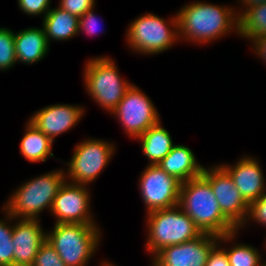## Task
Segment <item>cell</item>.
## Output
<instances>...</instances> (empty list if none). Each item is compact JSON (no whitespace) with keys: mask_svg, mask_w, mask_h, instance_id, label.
<instances>
[{"mask_svg":"<svg viewBox=\"0 0 266 266\" xmlns=\"http://www.w3.org/2000/svg\"><path fill=\"white\" fill-rule=\"evenodd\" d=\"M43 228L41 220L13 217L14 266H32L38 250L47 239V230Z\"/></svg>","mask_w":266,"mask_h":266,"instance_id":"2e32d148","label":"cell"},{"mask_svg":"<svg viewBox=\"0 0 266 266\" xmlns=\"http://www.w3.org/2000/svg\"><path fill=\"white\" fill-rule=\"evenodd\" d=\"M115 146L114 142L93 137L77 143L69 162H64L66 181L90 186L113 159Z\"/></svg>","mask_w":266,"mask_h":266,"instance_id":"ba28073f","label":"cell"},{"mask_svg":"<svg viewBox=\"0 0 266 266\" xmlns=\"http://www.w3.org/2000/svg\"><path fill=\"white\" fill-rule=\"evenodd\" d=\"M17 64L33 65L42 61L49 52L45 30L41 27H30L15 32L14 37Z\"/></svg>","mask_w":266,"mask_h":266,"instance_id":"e0dca14e","label":"cell"},{"mask_svg":"<svg viewBox=\"0 0 266 266\" xmlns=\"http://www.w3.org/2000/svg\"><path fill=\"white\" fill-rule=\"evenodd\" d=\"M110 115L118 120L125 134L133 140L161 121L152 99L134 83Z\"/></svg>","mask_w":266,"mask_h":266,"instance_id":"9c48e42d","label":"cell"},{"mask_svg":"<svg viewBox=\"0 0 266 266\" xmlns=\"http://www.w3.org/2000/svg\"><path fill=\"white\" fill-rule=\"evenodd\" d=\"M158 166L182 183L201 176L205 167L197 161L193 150L183 144H175Z\"/></svg>","mask_w":266,"mask_h":266,"instance_id":"ac0fdd59","label":"cell"},{"mask_svg":"<svg viewBox=\"0 0 266 266\" xmlns=\"http://www.w3.org/2000/svg\"><path fill=\"white\" fill-rule=\"evenodd\" d=\"M251 221L253 224L257 223L259 226L266 227V193L249 204L246 220L239 230L249 227L246 225H250L249 222L251 223Z\"/></svg>","mask_w":266,"mask_h":266,"instance_id":"484cf974","label":"cell"},{"mask_svg":"<svg viewBox=\"0 0 266 266\" xmlns=\"http://www.w3.org/2000/svg\"><path fill=\"white\" fill-rule=\"evenodd\" d=\"M147 238L145 250L152 258L169 245H177L199 237L202 232L194 221L177 205L146 214Z\"/></svg>","mask_w":266,"mask_h":266,"instance_id":"52a82bcc","label":"cell"},{"mask_svg":"<svg viewBox=\"0 0 266 266\" xmlns=\"http://www.w3.org/2000/svg\"><path fill=\"white\" fill-rule=\"evenodd\" d=\"M265 239H266V238H265ZM264 245H265V248H264V249L266 250V240L264 241Z\"/></svg>","mask_w":266,"mask_h":266,"instance_id":"e575fe53","label":"cell"},{"mask_svg":"<svg viewBox=\"0 0 266 266\" xmlns=\"http://www.w3.org/2000/svg\"><path fill=\"white\" fill-rule=\"evenodd\" d=\"M84 64L82 76L86 93L102 110L111 114L133 83L122 78L111 56H94Z\"/></svg>","mask_w":266,"mask_h":266,"instance_id":"5b68a950","label":"cell"},{"mask_svg":"<svg viewBox=\"0 0 266 266\" xmlns=\"http://www.w3.org/2000/svg\"><path fill=\"white\" fill-rule=\"evenodd\" d=\"M178 206L202 233L222 236L237 230L221 212L210 183L202 175L182 183Z\"/></svg>","mask_w":266,"mask_h":266,"instance_id":"7a4b0ae2","label":"cell"},{"mask_svg":"<svg viewBox=\"0 0 266 266\" xmlns=\"http://www.w3.org/2000/svg\"><path fill=\"white\" fill-rule=\"evenodd\" d=\"M32 266H66L62 259L59 257L55 248L45 241L34 259Z\"/></svg>","mask_w":266,"mask_h":266,"instance_id":"4316f807","label":"cell"},{"mask_svg":"<svg viewBox=\"0 0 266 266\" xmlns=\"http://www.w3.org/2000/svg\"><path fill=\"white\" fill-rule=\"evenodd\" d=\"M126 29L127 47L137 55H159L180 42L176 13L164 19L147 12L131 21Z\"/></svg>","mask_w":266,"mask_h":266,"instance_id":"8992f818","label":"cell"},{"mask_svg":"<svg viewBox=\"0 0 266 266\" xmlns=\"http://www.w3.org/2000/svg\"><path fill=\"white\" fill-rule=\"evenodd\" d=\"M64 11L80 18L88 10L96 7L95 0H59L58 5Z\"/></svg>","mask_w":266,"mask_h":266,"instance_id":"f546056e","label":"cell"},{"mask_svg":"<svg viewBox=\"0 0 266 266\" xmlns=\"http://www.w3.org/2000/svg\"><path fill=\"white\" fill-rule=\"evenodd\" d=\"M65 181L63 167L31 177L13 190L2 209L15 218L39 220L43 210L51 211L54 198Z\"/></svg>","mask_w":266,"mask_h":266,"instance_id":"3957f363","label":"cell"},{"mask_svg":"<svg viewBox=\"0 0 266 266\" xmlns=\"http://www.w3.org/2000/svg\"><path fill=\"white\" fill-rule=\"evenodd\" d=\"M219 236L202 233L199 237L177 245H169L158 251L150 266H205Z\"/></svg>","mask_w":266,"mask_h":266,"instance_id":"4fadbf2b","label":"cell"},{"mask_svg":"<svg viewBox=\"0 0 266 266\" xmlns=\"http://www.w3.org/2000/svg\"><path fill=\"white\" fill-rule=\"evenodd\" d=\"M24 128V135L19 146L20 154L24 159L29 163H38L46 162L48 158H55L52 153L54 142L48 136L28 119Z\"/></svg>","mask_w":266,"mask_h":266,"instance_id":"ffe728a7","label":"cell"},{"mask_svg":"<svg viewBox=\"0 0 266 266\" xmlns=\"http://www.w3.org/2000/svg\"><path fill=\"white\" fill-rule=\"evenodd\" d=\"M205 266H230L226 252L219 244L210 252Z\"/></svg>","mask_w":266,"mask_h":266,"instance_id":"4dcf8cb0","label":"cell"},{"mask_svg":"<svg viewBox=\"0 0 266 266\" xmlns=\"http://www.w3.org/2000/svg\"><path fill=\"white\" fill-rule=\"evenodd\" d=\"M98 224L54 223L47 231V241L55 248L66 266H87L101 243Z\"/></svg>","mask_w":266,"mask_h":266,"instance_id":"277c9868","label":"cell"},{"mask_svg":"<svg viewBox=\"0 0 266 266\" xmlns=\"http://www.w3.org/2000/svg\"><path fill=\"white\" fill-rule=\"evenodd\" d=\"M48 44L53 41H68L78 36L79 18L58 6L49 10L42 19Z\"/></svg>","mask_w":266,"mask_h":266,"instance_id":"d6986e66","label":"cell"},{"mask_svg":"<svg viewBox=\"0 0 266 266\" xmlns=\"http://www.w3.org/2000/svg\"><path fill=\"white\" fill-rule=\"evenodd\" d=\"M51 0H17L19 9L28 16H41L42 19L51 9Z\"/></svg>","mask_w":266,"mask_h":266,"instance_id":"83f0119b","label":"cell"},{"mask_svg":"<svg viewBox=\"0 0 266 266\" xmlns=\"http://www.w3.org/2000/svg\"><path fill=\"white\" fill-rule=\"evenodd\" d=\"M138 188L146 213L172 208L179 203L182 182L158 165H146L139 175Z\"/></svg>","mask_w":266,"mask_h":266,"instance_id":"30bf717a","label":"cell"},{"mask_svg":"<svg viewBox=\"0 0 266 266\" xmlns=\"http://www.w3.org/2000/svg\"><path fill=\"white\" fill-rule=\"evenodd\" d=\"M262 266H266V260H264V257H263Z\"/></svg>","mask_w":266,"mask_h":266,"instance_id":"836d02e7","label":"cell"},{"mask_svg":"<svg viewBox=\"0 0 266 266\" xmlns=\"http://www.w3.org/2000/svg\"><path fill=\"white\" fill-rule=\"evenodd\" d=\"M180 42L205 45L226 35H239V15L233 5L195 0L177 11Z\"/></svg>","mask_w":266,"mask_h":266,"instance_id":"6da1fadb","label":"cell"},{"mask_svg":"<svg viewBox=\"0 0 266 266\" xmlns=\"http://www.w3.org/2000/svg\"><path fill=\"white\" fill-rule=\"evenodd\" d=\"M170 134L160 121L136 139L141 143V149L148 159V165H158L169 154L175 145Z\"/></svg>","mask_w":266,"mask_h":266,"instance_id":"44dd1931","label":"cell"},{"mask_svg":"<svg viewBox=\"0 0 266 266\" xmlns=\"http://www.w3.org/2000/svg\"><path fill=\"white\" fill-rule=\"evenodd\" d=\"M3 218H0V265L1 266H14V255L12 245L13 235V217L5 210Z\"/></svg>","mask_w":266,"mask_h":266,"instance_id":"cb8c5ba5","label":"cell"},{"mask_svg":"<svg viewBox=\"0 0 266 266\" xmlns=\"http://www.w3.org/2000/svg\"><path fill=\"white\" fill-rule=\"evenodd\" d=\"M263 35H266V3L250 6L239 16V38L251 43Z\"/></svg>","mask_w":266,"mask_h":266,"instance_id":"603a6c76","label":"cell"},{"mask_svg":"<svg viewBox=\"0 0 266 266\" xmlns=\"http://www.w3.org/2000/svg\"><path fill=\"white\" fill-rule=\"evenodd\" d=\"M84 109L79 104H51L35 111L28 120L54 142L79 124L86 113Z\"/></svg>","mask_w":266,"mask_h":266,"instance_id":"5bb4252c","label":"cell"},{"mask_svg":"<svg viewBox=\"0 0 266 266\" xmlns=\"http://www.w3.org/2000/svg\"><path fill=\"white\" fill-rule=\"evenodd\" d=\"M237 1H238L237 3L240 6L239 5L238 6L235 5V7H236V12H237V14L239 16L250 6L260 5V4L266 3V0H237Z\"/></svg>","mask_w":266,"mask_h":266,"instance_id":"1f68e13d","label":"cell"},{"mask_svg":"<svg viewBox=\"0 0 266 266\" xmlns=\"http://www.w3.org/2000/svg\"><path fill=\"white\" fill-rule=\"evenodd\" d=\"M239 231L237 229L234 232L219 236L218 244L225 250L230 266H262L263 256L258 248L247 243L235 241ZM223 243H227L226 246ZM228 243L230 246H227Z\"/></svg>","mask_w":266,"mask_h":266,"instance_id":"7402d4cb","label":"cell"},{"mask_svg":"<svg viewBox=\"0 0 266 266\" xmlns=\"http://www.w3.org/2000/svg\"><path fill=\"white\" fill-rule=\"evenodd\" d=\"M259 161L257 157L246 154L234 161V164L220 163L248 204L266 193V178Z\"/></svg>","mask_w":266,"mask_h":266,"instance_id":"9a60e30c","label":"cell"},{"mask_svg":"<svg viewBox=\"0 0 266 266\" xmlns=\"http://www.w3.org/2000/svg\"><path fill=\"white\" fill-rule=\"evenodd\" d=\"M100 20H98L97 15L95 14V7L88 10L85 14H83L79 18V27H78V35L80 33H85L87 36H95L99 33H103V28H100ZM99 27V29H98Z\"/></svg>","mask_w":266,"mask_h":266,"instance_id":"f1b7e54d","label":"cell"},{"mask_svg":"<svg viewBox=\"0 0 266 266\" xmlns=\"http://www.w3.org/2000/svg\"><path fill=\"white\" fill-rule=\"evenodd\" d=\"M90 186L65 181L54 198L50 215L55 223L97 224L91 210Z\"/></svg>","mask_w":266,"mask_h":266,"instance_id":"7c38bea8","label":"cell"},{"mask_svg":"<svg viewBox=\"0 0 266 266\" xmlns=\"http://www.w3.org/2000/svg\"><path fill=\"white\" fill-rule=\"evenodd\" d=\"M14 37L13 30L0 26V70L3 72L17 65Z\"/></svg>","mask_w":266,"mask_h":266,"instance_id":"d4e9b609","label":"cell"},{"mask_svg":"<svg viewBox=\"0 0 266 266\" xmlns=\"http://www.w3.org/2000/svg\"><path fill=\"white\" fill-rule=\"evenodd\" d=\"M202 176L210 183L223 215L239 229L246 220L249 204L229 173L220 164H214L204 167Z\"/></svg>","mask_w":266,"mask_h":266,"instance_id":"8fae6325","label":"cell"},{"mask_svg":"<svg viewBox=\"0 0 266 266\" xmlns=\"http://www.w3.org/2000/svg\"><path fill=\"white\" fill-rule=\"evenodd\" d=\"M102 262H100L99 264V266H118V265H114V262L112 263V262H110V261H108L107 259L105 260H101Z\"/></svg>","mask_w":266,"mask_h":266,"instance_id":"d6a6232c","label":"cell"}]
</instances>
